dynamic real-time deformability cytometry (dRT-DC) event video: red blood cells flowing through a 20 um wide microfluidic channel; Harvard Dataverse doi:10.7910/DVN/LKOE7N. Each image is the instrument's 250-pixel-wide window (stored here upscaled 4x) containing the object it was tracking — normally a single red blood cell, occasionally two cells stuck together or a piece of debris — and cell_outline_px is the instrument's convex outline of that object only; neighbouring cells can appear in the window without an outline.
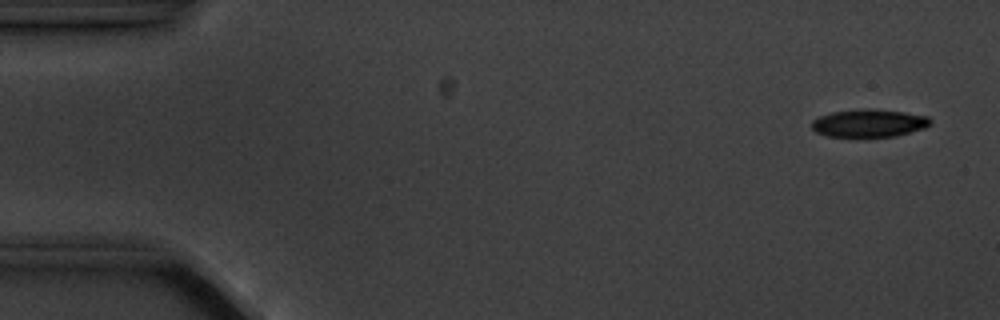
{"species": "common noctule bat (a hibernating species)", "species_latin": "Nyctalus noctula", "temperature_condition": "cold", "stored_images_in_passage": 6, "camera_frame_rate_fps": 3000, "um_per_image_px": 0.085, "animal": {"sex": "male", "body_mass_g": 20.1, "forearm_length_mm": 53.5}, "frame": {"image": 1, "passage_image": 1, "time_ms": 0.0, "image_size_px": [1000, 320], "cell_outline_px": [[932, 120], [924, 128], [896, 136], [856, 140], [828, 136], [816, 132], [812, 128], [812, 120], [820, 116], [832, 112], [868, 108], [904, 112], [928, 116]], "centroid_in_image_um": [73.82, 10.52], "position_along_channel_um": 11.2, "area_um2": 19.94}}